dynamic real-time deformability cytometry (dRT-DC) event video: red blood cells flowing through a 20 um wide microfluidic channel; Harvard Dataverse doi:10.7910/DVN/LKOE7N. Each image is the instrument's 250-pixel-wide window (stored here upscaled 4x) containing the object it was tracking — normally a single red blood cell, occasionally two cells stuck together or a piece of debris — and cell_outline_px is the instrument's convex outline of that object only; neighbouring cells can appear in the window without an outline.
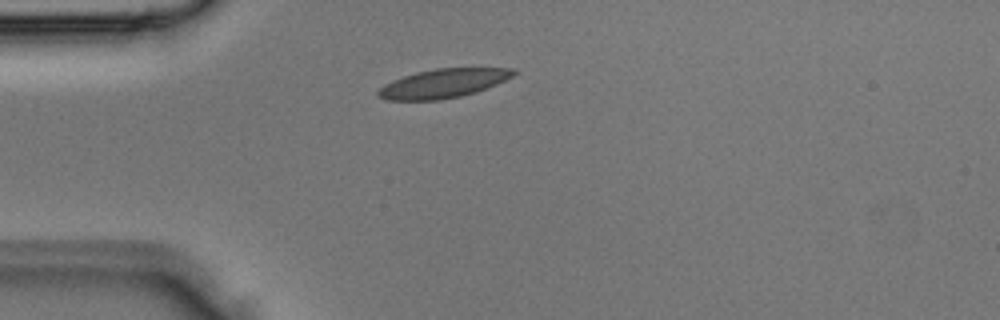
{"species": "Egyptian fruit bat (a non-hibernating species)", "species_latin": "Rousettus aegyptiacus", "temperature_condition": "room temperature", "stored_images_in_passage": 1, "camera_frame_rate_fps": 3000, "um_per_image_px": 0.085, "animal": {"sex": "male"}, "frame": {"image": 1, "passage_image": 1, "time_ms": 0.0, "image_size_px": [1000, 320], "cell_outline_px": [[520, 72], [496, 84], [476, 92], [460, 96], [440, 100], [388, 100], [380, 96], [376, 92], [384, 84], [392, 80], [416, 72], [436, 68], [516, 68]], "centroid_in_image_um": [37.7, 7.08], "position_along_channel_um": 47.3, "area_um2": 22.77}}